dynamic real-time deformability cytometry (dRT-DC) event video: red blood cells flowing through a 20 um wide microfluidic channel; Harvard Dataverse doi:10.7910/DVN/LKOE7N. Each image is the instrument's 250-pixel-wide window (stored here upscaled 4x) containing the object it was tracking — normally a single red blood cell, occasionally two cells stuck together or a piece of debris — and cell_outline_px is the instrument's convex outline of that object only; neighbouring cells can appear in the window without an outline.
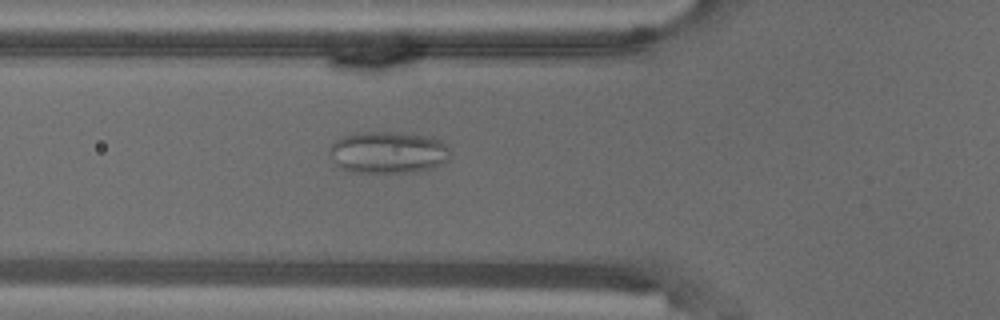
{"species": "common noctule bat (a hibernating species)", "species_latin": "Nyctalus noctula", "temperature_condition": "warm", "stored_images_in_passage": 55, "camera_frame_rate_fps": 3000, "um_per_image_px": 0.085, "animal": {"sex": "male", "body_mass_g": 18.8}, "frame": {"image": 1, "passage_image": 20, "time_ms": 6.333, "image_size_px": [1000, 320], "cell_outline_px": [[452, 156], [444, 164], [420, 172], [348, 172], [340, 168], [336, 164], [328, 152], [328, 148], [336, 140], [344, 136], [356, 132], [400, 132], [432, 136], [440, 140], [452, 152]], "centroid_in_image_um": [33.02, 12.95], "position_along_channel_um": 92.8, "area_um2": 30.11}}
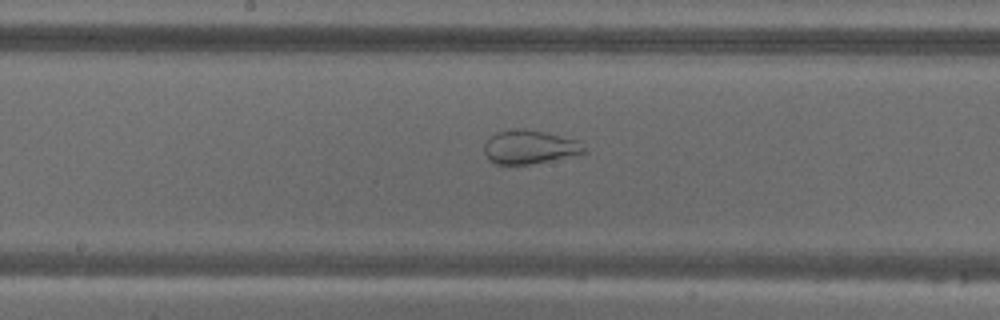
{"frame": {"image": 2, "passage_image": 29, "time_ms": 9.333, "image_size_px": [1000, 320], "cell_outline_px": [[588, 152], [584, 156], [528, 164], [496, 164], [488, 160], [484, 152], [484, 144], [488, 136], [496, 132], [520, 128], [524, 128], [544, 132], [576, 140]], "centroid_in_image_um": [45.04, 12.52], "position_along_channel_um": 203.2, "area_um2": 20.06}}
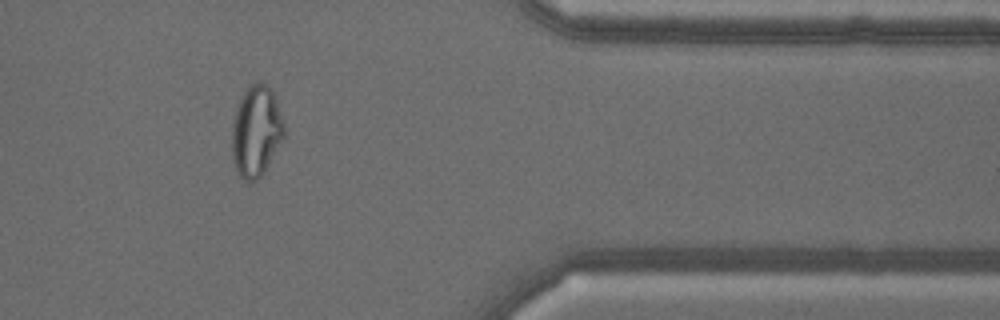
{"frame": {"image": 3, "passage_image": 46, "time_ms": 15.0, "image_size_px": [1000, 320], "cell_outline_px": [[284, 136], [264, 172], [256, 180], [248, 184], [240, 176], [232, 160], [232, 124], [236, 108], [244, 92], [256, 80], [268, 84], [272, 88], [276, 96], [284, 124]], "centroid_in_image_um": [21.78, 11.13], "position_along_channel_um": 389.6, "area_um2": 27.86}}